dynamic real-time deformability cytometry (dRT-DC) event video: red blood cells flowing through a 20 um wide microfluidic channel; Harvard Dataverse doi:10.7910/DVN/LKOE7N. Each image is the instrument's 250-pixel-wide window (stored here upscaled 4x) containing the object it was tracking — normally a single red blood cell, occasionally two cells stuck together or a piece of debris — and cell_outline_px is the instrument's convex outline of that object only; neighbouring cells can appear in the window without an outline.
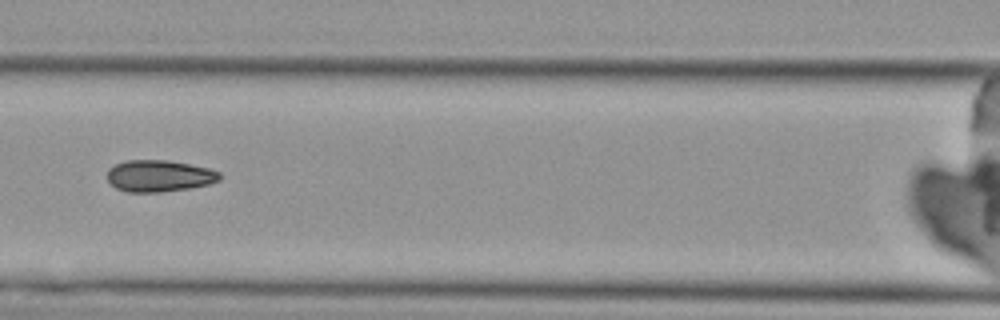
{"species": "Egyptian fruit bat (a non-hibernating species)", "species_latin": "Rousettus aegyptiacus", "temperature_condition": "cold", "stored_images_in_passage": 7, "camera_frame_rate_fps": 3000, "um_per_image_px": 0.085, "animal": {"sex": "female"}, "frame": {"image": 1, "passage_image": 7, "time_ms": 7.0, "image_size_px": [1000, 320], "cell_outline_px": [[220, 180], [208, 184], [188, 188], [160, 192], [128, 192], [116, 188], [108, 180], [108, 168], [116, 164], [128, 160], [168, 160], [212, 168], [220, 172]], "centroid_in_image_um": [13.55, 14.94], "position_along_channel_um": 153.0, "area_um2": 20.75}}